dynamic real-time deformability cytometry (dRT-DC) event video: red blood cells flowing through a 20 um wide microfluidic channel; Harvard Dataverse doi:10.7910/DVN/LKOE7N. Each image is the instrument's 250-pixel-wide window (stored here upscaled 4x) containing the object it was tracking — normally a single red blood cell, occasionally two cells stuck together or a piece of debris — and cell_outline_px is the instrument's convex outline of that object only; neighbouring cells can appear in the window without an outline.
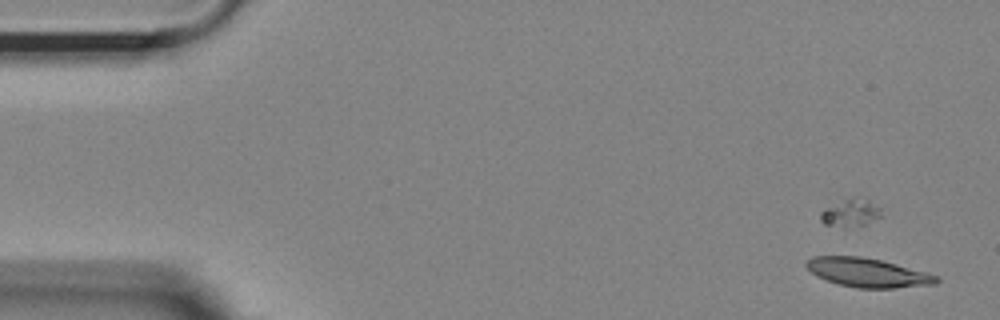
{"species": "Egyptian fruit bat (a non-hibernating species)", "species_latin": "Rousettus aegyptiacus", "temperature_condition": "room temperature", "stored_images_in_passage": 59, "camera_frame_rate_fps": 3000, "um_per_image_px": 0.085, "animal": {"sex": "female"}, "frame": {"image": 1, "passage_image": 5, "time_ms": 1.333, "image_size_px": [1000, 320], "cell_outline_px": [[940, 280], [936, 284], [892, 288], [856, 288], [840, 284], [816, 276], [804, 264], [812, 256], [860, 256], [880, 260], [896, 264], [940, 276]], "centroid_in_image_um": [73.77, 23.17], "position_along_channel_um": 11.2, "area_um2": 21.79}}
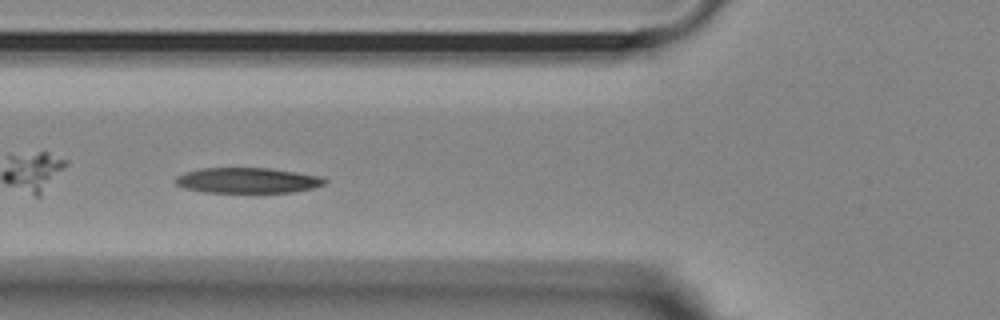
{"frame": {"image": 2, "passage_image": 23, "time_ms": 7.333, "image_size_px": [1000, 320], "cell_outline_px": [[328, 180], [324, 184], [312, 188], [292, 192], [204, 192], [184, 188], [176, 184], [172, 180], [176, 176], [184, 172], [200, 168], [268, 168], [296, 172], [320, 176]], "centroid_in_image_um": [20.98, 15.33], "position_along_channel_um": 104.8, "area_um2": 22.14}}
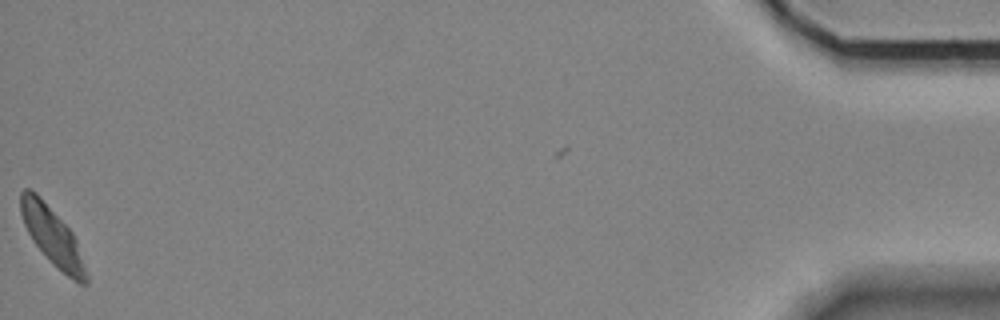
{"frame": {"image": 3, "passage_image": 58, "time_ms": 19.0, "image_size_px": [1000, 320], "cell_outline_px": [[88, 284], [80, 284], [68, 276], [32, 240], [24, 224], [20, 212], [20, 192], [24, 188], [28, 188], [36, 192], [72, 232], [76, 240], [88, 276]], "centroid_in_image_um": [4.43, 20.02], "position_along_channel_um": 430.8, "area_um2": 21.27}, "authors_computed_cell_mechanics": {"area_um2": 22.3108, "velocity_mm_per_s": 3.6074, "shape_relaxation_time_tau1_ms": null, "shape_relaxation_time_tau2_ms": 9.0032, "deformation_change_tau1": null, "deformation_change_tau2": 0.1712}}